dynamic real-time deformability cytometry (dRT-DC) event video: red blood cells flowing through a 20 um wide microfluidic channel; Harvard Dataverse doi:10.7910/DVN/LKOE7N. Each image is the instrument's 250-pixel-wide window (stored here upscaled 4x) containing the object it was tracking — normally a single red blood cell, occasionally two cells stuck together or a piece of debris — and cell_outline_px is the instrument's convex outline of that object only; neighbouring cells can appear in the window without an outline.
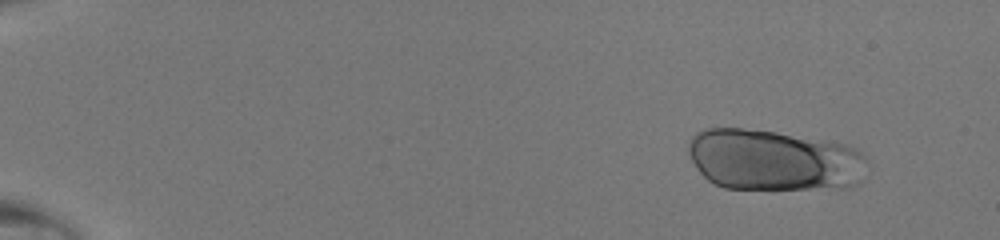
{"species": "human", "species_latin": "Homo sapiens", "temperature_condition": "room temperature", "stored_images_in_passage": 47, "camera_frame_rate_fps": 3000, "um_per_image_px": 0.085, "donor": {"sex": "male"}, "frame": {"image": 1, "passage_image": 5, "time_ms": 1.333, "image_size_px": [1000, 240], "cell_outline_px": [[868, 160], [860, 180], [856, 184], [844, 188], [724, 188], [708, 180], [696, 168], [688, 152], [688, 144], [692, 136], [696, 132], [704, 128], [744, 128], [776, 132], [848, 144], [856, 148]], "centroid_in_image_um": [65.76, 13.59], "position_along_channel_um": 19.2, "area_um2": 63.75}}